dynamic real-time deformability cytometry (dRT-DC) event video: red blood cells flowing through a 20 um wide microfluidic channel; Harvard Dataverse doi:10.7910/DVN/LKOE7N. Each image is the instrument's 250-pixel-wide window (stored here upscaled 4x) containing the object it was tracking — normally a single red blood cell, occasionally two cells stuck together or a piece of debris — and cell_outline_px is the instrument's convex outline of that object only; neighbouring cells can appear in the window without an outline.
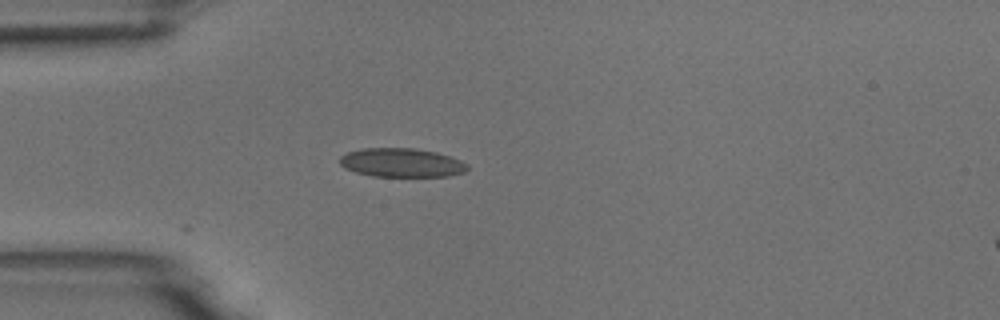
{"species": "common noctule bat (a hibernating species)", "species_latin": "Nyctalus noctula", "temperature_condition": "room temperature", "stored_images_in_passage": 6, "camera_frame_rate_fps": 3000, "um_per_image_px": 0.085, "animal": {"sex": "male", "body_mass_g": 18.8}, "frame": {"image": 1, "passage_image": 1, "time_ms": 0.0, "image_size_px": [1000, 320], "cell_outline_px": [[468, 168], [464, 172], [448, 176], [372, 176], [356, 172], [344, 168], [340, 164], [340, 156], [348, 152], [364, 148], [412, 148], [436, 152], [460, 160], [468, 164]], "centroid_in_image_um": [34.12, 13.83], "position_along_channel_um": 50.9, "area_um2": 21.33}}